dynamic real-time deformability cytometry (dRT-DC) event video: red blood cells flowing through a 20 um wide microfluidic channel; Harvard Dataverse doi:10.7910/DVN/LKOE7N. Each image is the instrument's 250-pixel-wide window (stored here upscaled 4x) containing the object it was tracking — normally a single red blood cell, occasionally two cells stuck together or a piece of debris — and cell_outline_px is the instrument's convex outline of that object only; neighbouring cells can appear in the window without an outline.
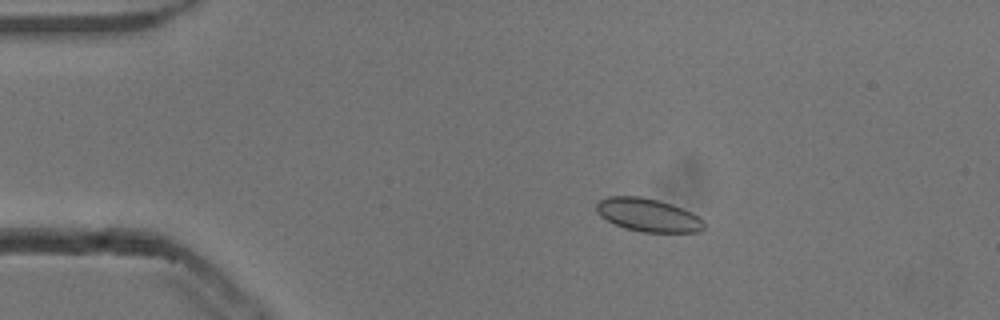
{"species": "common noctule bat (a hibernating species)", "species_latin": "Nyctalus noctula", "temperature_condition": "cold", "stored_images_in_passage": 48, "camera_frame_rate_fps": 3000, "um_per_image_px": 0.085, "animal": {"sex": "male", "body_mass_g": 13.3}, "frame": {"image": 1, "passage_image": 4, "time_ms": 1.0, "image_size_px": [1000, 320], "cell_outline_px": [[704, 228], [700, 232], [644, 232], [624, 228], [600, 216], [596, 212], [596, 204], [600, 200], [608, 196], [640, 196], [672, 204], [692, 212], [704, 220]], "centroid_in_image_um": [55.1, 18.27], "position_along_channel_um": 29.9, "area_um2": 20.81}}
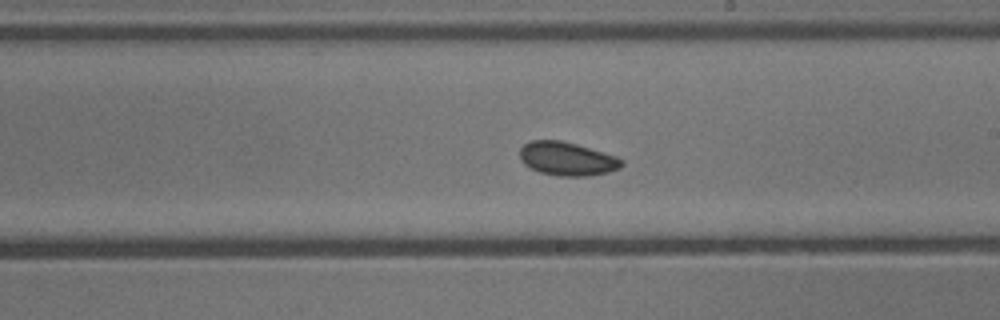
{"frame": {"image": 2, "passage_image": 25, "time_ms": 8.0, "image_size_px": [1000, 320], "cell_outline_px": [[624, 164], [620, 168], [608, 172], [588, 176], [556, 176], [540, 172], [524, 164], [520, 160], [520, 148], [524, 144], [532, 140], [560, 140], [576, 144], [616, 156], [624, 160]], "centroid_in_image_um": [48.21, 13.5], "position_along_channel_um": 240.8, "area_um2": 19.94}}
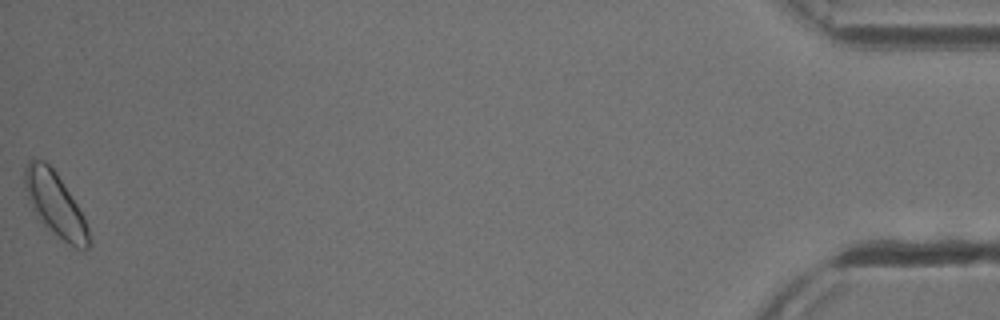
{"frame": {"image": 3, "passage_image": 48, "time_ms": 15.667, "image_size_px": [1000, 320], "cell_outline_px": [[92, 244], [84, 252], [68, 244], [44, 224], [36, 216], [32, 208], [24, 184], [24, 168], [28, 160], [32, 156], [44, 160], [56, 172], [84, 216], [92, 240]], "centroid_in_image_um": [4.71, 17.37], "position_along_channel_um": 430.5, "area_um2": 23.93}, "authors_computed_cell_mechanics": {"area_um2": 19.8832, "velocity_mm_per_s": 3.7971, "shape_relaxation_time_tau1_ms": 6.9171, "shape_relaxation_time_tau2_ms": 8.6217, "deformation_change_tau1": 0.0953, "deformation_change_tau2": 0.1223}}